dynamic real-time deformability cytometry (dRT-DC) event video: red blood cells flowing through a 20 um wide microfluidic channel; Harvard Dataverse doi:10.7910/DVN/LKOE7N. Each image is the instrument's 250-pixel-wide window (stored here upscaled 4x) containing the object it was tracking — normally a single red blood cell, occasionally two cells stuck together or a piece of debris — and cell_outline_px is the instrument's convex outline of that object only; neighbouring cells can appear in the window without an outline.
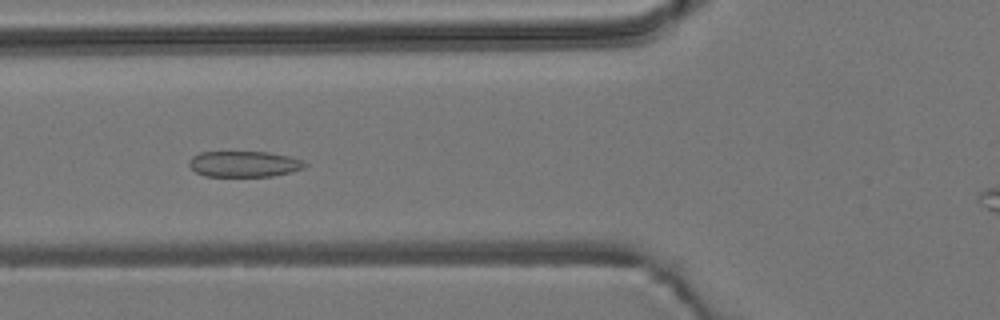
{"species": "common noctule bat (a hibernating species)", "species_latin": "Nyctalus noctula", "temperature_condition": "room temperature", "stored_images_in_passage": 45, "camera_frame_rate_fps": 3000, "um_per_image_px": 0.085, "animal": {"sex": "male", "body_mass_g": 19.2, "forearm_length_mm": 51.8}, "frame": {"image": 1, "passage_image": 11, "time_ms": 3.333, "image_size_px": [1000, 320], "cell_outline_px": [[308, 164], [304, 168], [272, 176], [204, 176], [196, 172], [188, 164], [188, 160], [192, 156], [200, 152], [268, 152], [288, 156], [300, 160]], "centroid_in_image_um": [20.7, 13.94], "position_along_channel_um": 105.1, "area_um2": 17.34}}
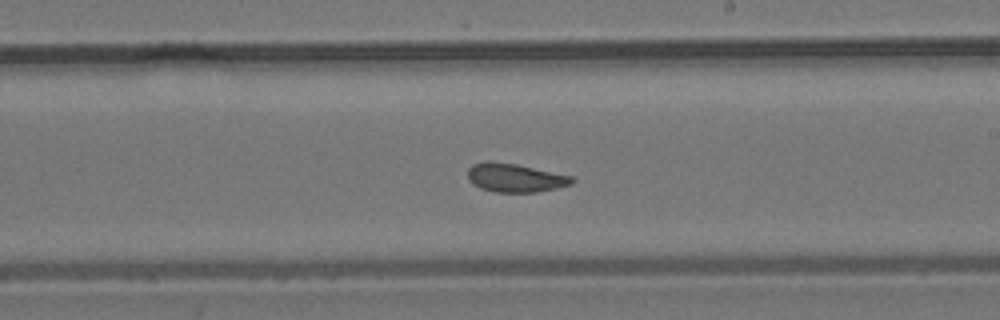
{"frame": {"image": 2, "passage_image": 22, "time_ms": 7.0, "image_size_px": [1000, 320], "cell_outline_px": [[576, 180], [572, 184], [556, 188], [536, 192], [496, 192], [480, 188], [472, 184], [468, 180], [468, 168], [472, 164], [484, 160], [488, 160], [516, 164], [572, 176]], "centroid_in_image_um": [43.75, 15.1], "position_along_channel_um": 245.3, "area_um2": 17.51}}
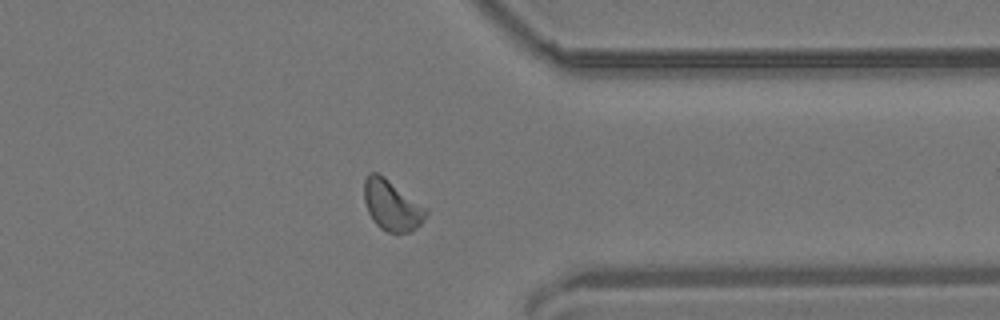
{"frame": {"image": 3, "passage_image": 33, "time_ms": 10.667, "image_size_px": [1000, 320], "cell_outline_px": [[428, 212], [420, 224], [412, 232], [388, 232], [380, 228], [376, 224], [368, 212], [364, 200], [364, 180], [368, 172], [376, 172], [384, 176], [428, 208]], "centroid_in_image_um": [33.3, 17.43], "position_along_channel_um": 378.1, "area_um2": 18.26}, "authors_computed_cell_mechanics": {"area_um2": 17.5712, "velocity_mm_per_s": 3.8231, "shape_relaxation_time_tau1_ms": null, "shape_relaxation_time_tau2_ms": 2.2433, "deformation_change_tau1": null, "deformation_change_tau2": 0.0716}}